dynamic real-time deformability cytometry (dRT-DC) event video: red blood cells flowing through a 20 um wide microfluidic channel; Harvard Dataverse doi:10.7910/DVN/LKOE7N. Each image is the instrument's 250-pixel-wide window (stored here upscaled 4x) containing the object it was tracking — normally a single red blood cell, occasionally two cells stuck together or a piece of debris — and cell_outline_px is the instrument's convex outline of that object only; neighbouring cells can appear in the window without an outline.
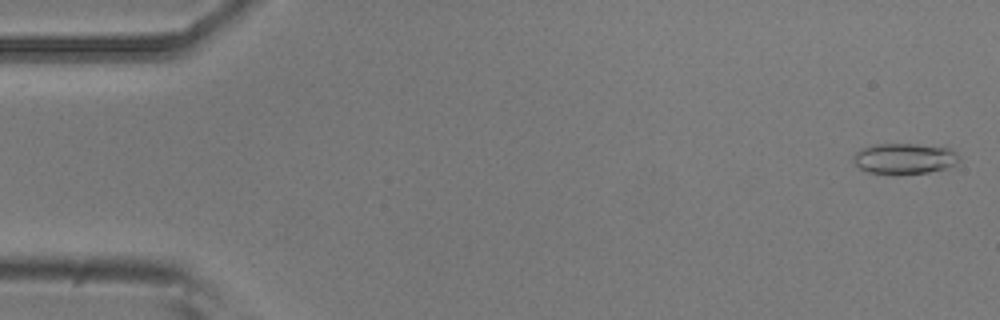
{"species": "common noctule bat (a hibernating species)", "species_latin": "Nyctalus noctula", "temperature_condition": "room temperature", "stored_images_in_passage": 5, "camera_frame_rate_fps": 3000, "um_per_image_px": 0.085, "animal": {"sex": "male", "body_mass_g": 20.5, "forearm_length_mm": 52.5}, "frame": {"image": 1, "passage_image": 1, "time_ms": 0.0, "image_size_px": [1000, 320], "cell_outline_px": [[960, 160], [956, 164], [948, 168], [928, 172], [868, 172], [860, 168], [856, 164], [852, 156], [860, 148], [876, 144], [916, 144], [952, 148], [960, 156]], "centroid_in_image_um": [76.93, 13.44], "position_along_channel_um": 8.1, "area_um2": 18.61}}
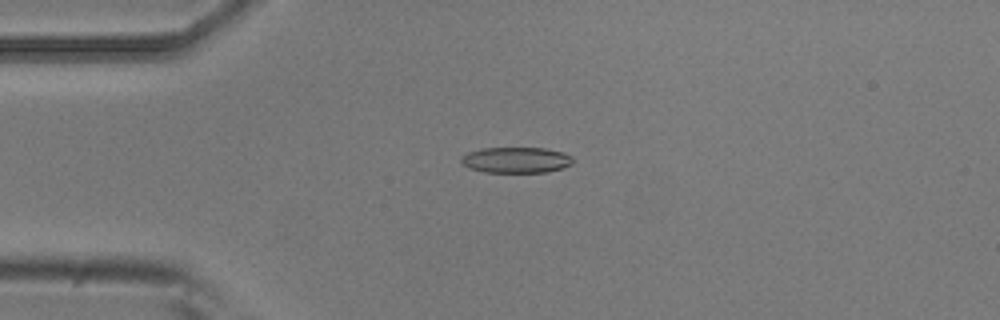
{"frame": {"image": 2, "passage_image": 4, "time_ms": 1.0, "image_size_px": [1000, 320], "cell_outline_px": [[572, 164], [564, 168], [544, 172], [484, 172], [468, 168], [460, 164], [460, 156], [468, 152], [480, 148], [544, 148], [564, 152], [572, 156]], "centroid_in_image_um": [43.83, 13.6], "position_along_channel_um": 41.2, "area_um2": 17.05}}